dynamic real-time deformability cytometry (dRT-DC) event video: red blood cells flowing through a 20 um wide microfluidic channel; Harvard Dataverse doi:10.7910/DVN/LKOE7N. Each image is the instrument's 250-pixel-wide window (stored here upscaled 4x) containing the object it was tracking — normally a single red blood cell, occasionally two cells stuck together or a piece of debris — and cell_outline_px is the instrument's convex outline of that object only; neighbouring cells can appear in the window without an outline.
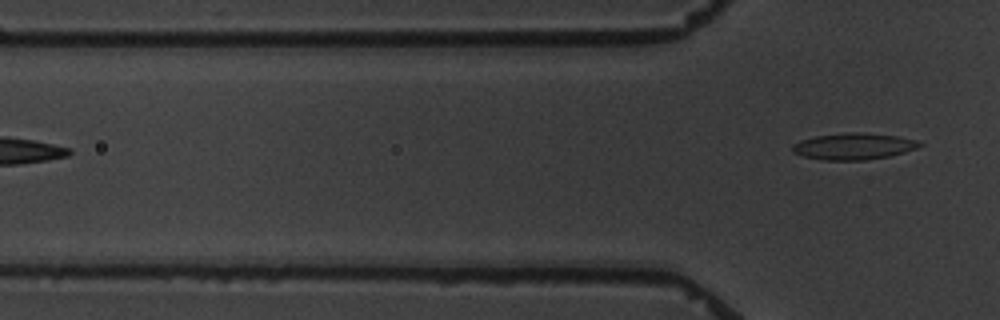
{"species": "common noctule bat (a hibernating species)", "species_latin": "Nyctalus noctula", "temperature_condition": "warm", "stored_images_in_passage": 2, "camera_frame_rate_fps": 3000, "um_per_image_px": 0.085, "animal": {"sex": "male", "body_mass_g": 19.5, "forearm_length_mm": 54.6}, "frame": {"image": 1, "passage_image": 2, "time_ms": 1.333, "image_size_px": [1000, 320], "cell_outline_px": [[924, 144], [916, 148], [904, 152], [888, 156], [864, 160], [824, 160], [804, 156], [792, 152], [792, 144], [800, 140], [816, 136], [844, 132], [860, 132], [896, 136], [916, 140]], "centroid_in_image_um": [72.53, 12.43], "position_along_channel_um": 53.3, "area_um2": 19.54}}